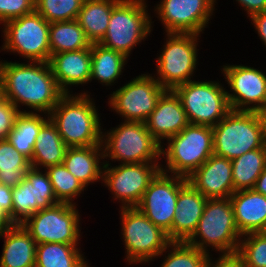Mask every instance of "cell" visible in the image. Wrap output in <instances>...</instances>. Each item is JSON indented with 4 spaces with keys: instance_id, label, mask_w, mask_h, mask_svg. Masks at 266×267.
<instances>
[{
    "instance_id": "obj_1",
    "label": "cell",
    "mask_w": 266,
    "mask_h": 267,
    "mask_svg": "<svg viewBox=\"0 0 266 267\" xmlns=\"http://www.w3.org/2000/svg\"><path fill=\"white\" fill-rule=\"evenodd\" d=\"M0 61V85L4 97L20 112L27 106L35 113L49 114L65 95L53 76L49 62Z\"/></svg>"
},
{
    "instance_id": "obj_2",
    "label": "cell",
    "mask_w": 266,
    "mask_h": 267,
    "mask_svg": "<svg viewBox=\"0 0 266 267\" xmlns=\"http://www.w3.org/2000/svg\"><path fill=\"white\" fill-rule=\"evenodd\" d=\"M97 111L88 91H83L65 94L48 115L67 147H87L102 145L103 127Z\"/></svg>"
},
{
    "instance_id": "obj_3",
    "label": "cell",
    "mask_w": 266,
    "mask_h": 267,
    "mask_svg": "<svg viewBox=\"0 0 266 267\" xmlns=\"http://www.w3.org/2000/svg\"><path fill=\"white\" fill-rule=\"evenodd\" d=\"M241 237L231 199L215 198L207 200L197 228L186 243L208 254L211 247L220 254L233 253L238 251Z\"/></svg>"
},
{
    "instance_id": "obj_4",
    "label": "cell",
    "mask_w": 266,
    "mask_h": 267,
    "mask_svg": "<svg viewBox=\"0 0 266 267\" xmlns=\"http://www.w3.org/2000/svg\"><path fill=\"white\" fill-rule=\"evenodd\" d=\"M161 145V171L188 178L213 154L212 127L189 123ZM165 168H164V167Z\"/></svg>"
},
{
    "instance_id": "obj_5",
    "label": "cell",
    "mask_w": 266,
    "mask_h": 267,
    "mask_svg": "<svg viewBox=\"0 0 266 267\" xmlns=\"http://www.w3.org/2000/svg\"><path fill=\"white\" fill-rule=\"evenodd\" d=\"M213 130V153L229 160L265 144L260 112L231 110Z\"/></svg>"
},
{
    "instance_id": "obj_6",
    "label": "cell",
    "mask_w": 266,
    "mask_h": 267,
    "mask_svg": "<svg viewBox=\"0 0 266 267\" xmlns=\"http://www.w3.org/2000/svg\"><path fill=\"white\" fill-rule=\"evenodd\" d=\"M145 0H120L113 8L108 29L99 42L129 58L136 45L146 40L154 23Z\"/></svg>"
},
{
    "instance_id": "obj_7",
    "label": "cell",
    "mask_w": 266,
    "mask_h": 267,
    "mask_svg": "<svg viewBox=\"0 0 266 267\" xmlns=\"http://www.w3.org/2000/svg\"><path fill=\"white\" fill-rule=\"evenodd\" d=\"M104 159L121 164L158 162L161 144L143 122L124 121L116 128L103 130Z\"/></svg>"
},
{
    "instance_id": "obj_8",
    "label": "cell",
    "mask_w": 266,
    "mask_h": 267,
    "mask_svg": "<svg viewBox=\"0 0 266 267\" xmlns=\"http://www.w3.org/2000/svg\"><path fill=\"white\" fill-rule=\"evenodd\" d=\"M121 234L126 262L145 264L156 259L171 243L167 233L154 225L137 207H121Z\"/></svg>"
},
{
    "instance_id": "obj_9",
    "label": "cell",
    "mask_w": 266,
    "mask_h": 267,
    "mask_svg": "<svg viewBox=\"0 0 266 267\" xmlns=\"http://www.w3.org/2000/svg\"><path fill=\"white\" fill-rule=\"evenodd\" d=\"M166 36V44L157 58L154 78L166 90H173L192 81L198 63L197 42L200 36L193 33H166Z\"/></svg>"
},
{
    "instance_id": "obj_10",
    "label": "cell",
    "mask_w": 266,
    "mask_h": 267,
    "mask_svg": "<svg viewBox=\"0 0 266 267\" xmlns=\"http://www.w3.org/2000/svg\"><path fill=\"white\" fill-rule=\"evenodd\" d=\"M218 81H188L173 89L189 123L214 127L230 111L227 91Z\"/></svg>"
},
{
    "instance_id": "obj_11",
    "label": "cell",
    "mask_w": 266,
    "mask_h": 267,
    "mask_svg": "<svg viewBox=\"0 0 266 267\" xmlns=\"http://www.w3.org/2000/svg\"><path fill=\"white\" fill-rule=\"evenodd\" d=\"M3 25V51L18 53L29 61L49 62V27L36 11L7 21Z\"/></svg>"
},
{
    "instance_id": "obj_12",
    "label": "cell",
    "mask_w": 266,
    "mask_h": 267,
    "mask_svg": "<svg viewBox=\"0 0 266 267\" xmlns=\"http://www.w3.org/2000/svg\"><path fill=\"white\" fill-rule=\"evenodd\" d=\"M75 204L59 203L41 209L28 218L22 226L36 244L63 243L79 244L81 217Z\"/></svg>"
},
{
    "instance_id": "obj_13",
    "label": "cell",
    "mask_w": 266,
    "mask_h": 267,
    "mask_svg": "<svg viewBox=\"0 0 266 267\" xmlns=\"http://www.w3.org/2000/svg\"><path fill=\"white\" fill-rule=\"evenodd\" d=\"M104 163L101 183L108 188L114 200L121 202L120 208L136 207L151 181L161 171L160 162L119 163L113 167L109 161Z\"/></svg>"
},
{
    "instance_id": "obj_14",
    "label": "cell",
    "mask_w": 266,
    "mask_h": 267,
    "mask_svg": "<svg viewBox=\"0 0 266 267\" xmlns=\"http://www.w3.org/2000/svg\"><path fill=\"white\" fill-rule=\"evenodd\" d=\"M165 91L154 76L141 74L113 91L108 105L123 121L145 123Z\"/></svg>"
},
{
    "instance_id": "obj_15",
    "label": "cell",
    "mask_w": 266,
    "mask_h": 267,
    "mask_svg": "<svg viewBox=\"0 0 266 267\" xmlns=\"http://www.w3.org/2000/svg\"><path fill=\"white\" fill-rule=\"evenodd\" d=\"M186 182L185 177L160 171L136 206L154 225L167 233L170 241L179 190Z\"/></svg>"
},
{
    "instance_id": "obj_16",
    "label": "cell",
    "mask_w": 266,
    "mask_h": 267,
    "mask_svg": "<svg viewBox=\"0 0 266 267\" xmlns=\"http://www.w3.org/2000/svg\"><path fill=\"white\" fill-rule=\"evenodd\" d=\"M221 67V73L231 89L227 90V99L231 110L260 112L266 107L265 73L242 64H227Z\"/></svg>"
},
{
    "instance_id": "obj_17",
    "label": "cell",
    "mask_w": 266,
    "mask_h": 267,
    "mask_svg": "<svg viewBox=\"0 0 266 267\" xmlns=\"http://www.w3.org/2000/svg\"><path fill=\"white\" fill-rule=\"evenodd\" d=\"M216 0H161L154 8L166 33H203Z\"/></svg>"
},
{
    "instance_id": "obj_18",
    "label": "cell",
    "mask_w": 266,
    "mask_h": 267,
    "mask_svg": "<svg viewBox=\"0 0 266 267\" xmlns=\"http://www.w3.org/2000/svg\"><path fill=\"white\" fill-rule=\"evenodd\" d=\"M187 181L207 199L230 198L235 192L231 160L214 153Z\"/></svg>"
},
{
    "instance_id": "obj_19",
    "label": "cell",
    "mask_w": 266,
    "mask_h": 267,
    "mask_svg": "<svg viewBox=\"0 0 266 267\" xmlns=\"http://www.w3.org/2000/svg\"><path fill=\"white\" fill-rule=\"evenodd\" d=\"M145 124L151 135L162 145L164 139L180 133L189 121L180 98L173 90H166Z\"/></svg>"
},
{
    "instance_id": "obj_20",
    "label": "cell",
    "mask_w": 266,
    "mask_h": 267,
    "mask_svg": "<svg viewBox=\"0 0 266 267\" xmlns=\"http://www.w3.org/2000/svg\"><path fill=\"white\" fill-rule=\"evenodd\" d=\"M207 200L188 181L180 188L171 227V242H186L192 236Z\"/></svg>"
},
{
    "instance_id": "obj_21",
    "label": "cell",
    "mask_w": 266,
    "mask_h": 267,
    "mask_svg": "<svg viewBox=\"0 0 266 267\" xmlns=\"http://www.w3.org/2000/svg\"><path fill=\"white\" fill-rule=\"evenodd\" d=\"M49 64L58 86L71 94L70 86L88 84L91 76V46L82 50L53 54Z\"/></svg>"
},
{
    "instance_id": "obj_22",
    "label": "cell",
    "mask_w": 266,
    "mask_h": 267,
    "mask_svg": "<svg viewBox=\"0 0 266 267\" xmlns=\"http://www.w3.org/2000/svg\"><path fill=\"white\" fill-rule=\"evenodd\" d=\"M236 227L241 235L262 232L266 225V196L254 189L235 191L231 196Z\"/></svg>"
},
{
    "instance_id": "obj_23",
    "label": "cell",
    "mask_w": 266,
    "mask_h": 267,
    "mask_svg": "<svg viewBox=\"0 0 266 267\" xmlns=\"http://www.w3.org/2000/svg\"><path fill=\"white\" fill-rule=\"evenodd\" d=\"M102 145L68 147L63 165L86 188L89 184L102 181L104 168ZM103 162H100V161Z\"/></svg>"
},
{
    "instance_id": "obj_24",
    "label": "cell",
    "mask_w": 266,
    "mask_h": 267,
    "mask_svg": "<svg viewBox=\"0 0 266 267\" xmlns=\"http://www.w3.org/2000/svg\"><path fill=\"white\" fill-rule=\"evenodd\" d=\"M2 237L0 267H35L37 244L22 225L7 228Z\"/></svg>"
},
{
    "instance_id": "obj_25",
    "label": "cell",
    "mask_w": 266,
    "mask_h": 267,
    "mask_svg": "<svg viewBox=\"0 0 266 267\" xmlns=\"http://www.w3.org/2000/svg\"><path fill=\"white\" fill-rule=\"evenodd\" d=\"M67 149L56 126L49 119L39 130L30 166L46 170L48 167L62 164Z\"/></svg>"
},
{
    "instance_id": "obj_26",
    "label": "cell",
    "mask_w": 266,
    "mask_h": 267,
    "mask_svg": "<svg viewBox=\"0 0 266 267\" xmlns=\"http://www.w3.org/2000/svg\"><path fill=\"white\" fill-rule=\"evenodd\" d=\"M120 0H85L76 21L84 30L87 39L99 43L105 36L114 6Z\"/></svg>"
},
{
    "instance_id": "obj_27",
    "label": "cell",
    "mask_w": 266,
    "mask_h": 267,
    "mask_svg": "<svg viewBox=\"0 0 266 267\" xmlns=\"http://www.w3.org/2000/svg\"><path fill=\"white\" fill-rule=\"evenodd\" d=\"M128 60L122 53L108 49L99 43H92L90 83L97 79L103 86L114 85L122 75Z\"/></svg>"
},
{
    "instance_id": "obj_28",
    "label": "cell",
    "mask_w": 266,
    "mask_h": 267,
    "mask_svg": "<svg viewBox=\"0 0 266 267\" xmlns=\"http://www.w3.org/2000/svg\"><path fill=\"white\" fill-rule=\"evenodd\" d=\"M78 244H37L35 267H90Z\"/></svg>"
},
{
    "instance_id": "obj_29",
    "label": "cell",
    "mask_w": 266,
    "mask_h": 267,
    "mask_svg": "<svg viewBox=\"0 0 266 267\" xmlns=\"http://www.w3.org/2000/svg\"><path fill=\"white\" fill-rule=\"evenodd\" d=\"M41 114L43 113L21 112L7 137L12 146L29 160L32 158L39 130L49 120L48 114Z\"/></svg>"
},
{
    "instance_id": "obj_30",
    "label": "cell",
    "mask_w": 266,
    "mask_h": 267,
    "mask_svg": "<svg viewBox=\"0 0 266 267\" xmlns=\"http://www.w3.org/2000/svg\"><path fill=\"white\" fill-rule=\"evenodd\" d=\"M234 190L253 189L266 168V144L231 160Z\"/></svg>"
},
{
    "instance_id": "obj_31",
    "label": "cell",
    "mask_w": 266,
    "mask_h": 267,
    "mask_svg": "<svg viewBox=\"0 0 266 267\" xmlns=\"http://www.w3.org/2000/svg\"><path fill=\"white\" fill-rule=\"evenodd\" d=\"M49 46L51 55L89 48L91 42L76 20L50 23Z\"/></svg>"
},
{
    "instance_id": "obj_32",
    "label": "cell",
    "mask_w": 266,
    "mask_h": 267,
    "mask_svg": "<svg viewBox=\"0 0 266 267\" xmlns=\"http://www.w3.org/2000/svg\"><path fill=\"white\" fill-rule=\"evenodd\" d=\"M36 169L30 167L26 178L13 187L12 190V218L13 225H22L33 214L41 210L37 206Z\"/></svg>"
},
{
    "instance_id": "obj_33",
    "label": "cell",
    "mask_w": 266,
    "mask_h": 267,
    "mask_svg": "<svg viewBox=\"0 0 266 267\" xmlns=\"http://www.w3.org/2000/svg\"><path fill=\"white\" fill-rule=\"evenodd\" d=\"M30 160L6 139L0 141V183L15 187L26 178Z\"/></svg>"
},
{
    "instance_id": "obj_34",
    "label": "cell",
    "mask_w": 266,
    "mask_h": 267,
    "mask_svg": "<svg viewBox=\"0 0 266 267\" xmlns=\"http://www.w3.org/2000/svg\"><path fill=\"white\" fill-rule=\"evenodd\" d=\"M45 171L48 173L56 199L60 203L76 204L73 199H77V196L86 190L83 184L63 163L48 167Z\"/></svg>"
},
{
    "instance_id": "obj_35",
    "label": "cell",
    "mask_w": 266,
    "mask_h": 267,
    "mask_svg": "<svg viewBox=\"0 0 266 267\" xmlns=\"http://www.w3.org/2000/svg\"><path fill=\"white\" fill-rule=\"evenodd\" d=\"M163 253L167 256L160 267H207L210 255L186 242H171L160 254L164 257Z\"/></svg>"
},
{
    "instance_id": "obj_36",
    "label": "cell",
    "mask_w": 266,
    "mask_h": 267,
    "mask_svg": "<svg viewBox=\"0 0 266 267\" xmlns=\"http://www.w3.org/2000/svg\"><path fill=\"white\" fill-rule=\"evenodd\" d=\"M85 0H35V11L49 23L76 20Z\"/></svg>"
},
{
    "instance_id": "obj_37",
    "label": "cell",
    "mask_w": 266,
    "mask_h": 267,
    "mask_svg": "<svg viewBox=\"0 0 266 267\" xmlns=\"http://www.w3.org/2000/svg\"><path fill=\"white\" fill-rule=\"evenodd\" d=\"M237 252L245 267H266V235L261 232L242 235Z\"/></svg>"
},
{
    "instance_id": "obj_38",
    "label": "cell",
    "mask_w": 266,
    "mask_h": 267,
    "mask_svg": "<svg viewBox=\"0 0 266 267\" xmlns=\"http://www.w3.org/2000/svg\"><path fill=\"white\" fill-rule=\"evenodd\" d=\"M35 11V0H0V25Z\"/></svg>"
},
{
    "instance_id": "obj_39",
    "label": "cell",
    "mask_w": 266,
    "mask_h": 267,
    "mask_svg": "<svg viewBox=\"0 0 266 267\" xmlns=\"http://www.w3.org/2000/svg\"><path fill=\"white\" fill-rule=\"evenodd\" d=\"M36 192H37V206L40 209L51 208L59 204L53 192L52 184L50 182L48 173L36 169Z\"/></svg>"
},
{
    "instance_id": "obj_40",
    "label": "cell",
    "mask_w": 266,
    "mask_h": 267,
    "mask_svg": "<svg viewBox=\"0 0 266 267\" xmlns=\"http://www.w3.org/2000/svg\"><path fill=\"white\" fill-rule=\"evenodd\" d=\"M20 113L9 100L5 99L0 104V141L7 139Z\"/></svg>"
},
{
    "instance_id": "obj_41",
    "label": "cell",
    "mask_w": 266,
    "mask_h": 267,
    "mask_svg": "<svg viewBox=\"0 0 266 267\" xmlns=\"http://www.w3.org/2000/svg\"><path fill=\"white\" fill-rule=\"evenodd\" d=\"M209 255L207 267H245L244 260L238 252L219 254L217 260Z\"/></svg>"
},
{
    "instance_id": "obj_42",
    "label": "cell",
    "mask_w": 266,
    "mask_h": 267,
    "mask_svg": "<svg viewBox=\"0 0 266 267\" xmlns=\"http://www.w3.org/2000/svg\"><path fill=\"white\" fill-rule=\"evenodd\" d=\"M12 190V187L0 183V208L10 219L12 218L13 209Z\"/></svg>"
},
{
    "instance_id": "obj_43",
    "label": "cell",
    "mask_w": 266,
    "mask_h": 267,
    "mask_svg": "<svg viewBox=\"0 0 266 267\" xmlns=\"http://www.w3.org/2000/svg\"><path fill=\"white\" fill-rule=\"evenodd\" d=\"M242 9L251 17L253 14L266 11V0H236Z\"/></svg>"
},
{
    "instance_id": "obj_44",
    "label": "cell",
    "mask_w": 266,
    "mask_h": 267,
    "mask_svg": "<svg viewBox=\"0 0 266 267\" xmlns=\"http://www.w3.org/2000/svg\"><path fill=\"white\" fill-rule=\"evenodd\" d=\"M249 19L253 22L260 40L266 47V11L253 14Z\"/></svg>"
},
{
    "instance_id": "obj_45",
    "label": "cell",
    "mask_w": 266,
    "mask_h": 267,
    "mask_svg": "<svg viewBox=\"0 0 266 267\" xmlns=\"http://www.w3.org/2000/svg\"><path fill=\"white\" fill-rule=\"evenodd\" d=\"M253 189L256 192L266 196V168L262 171V173L258 177Z\"/></svg>"
},
{
    "instance_id": "obj_46",
    "label": "cell",
    "mask_w": 266,
    "mask_h": 267,
    "mask_svg": "<svg viewBox=\"0 0 266 267\" xmlns=\"http://www.w3.org/2000/svg\"><path fill=\"white\" fill-rule=\"evenodd\" d=\"M13 223L5 212L0 208V235L9 227H12Z\"/></svg>"
},
{
    "instance_id": "obj_47",
    "label": "cell",
    "mask_w": 266,
    "mask_h": 267,
    "mask_svg": "<svg viewBox=\"0 0 266 267\" xmlns=\"http://www.w3.org/2000/svg\"><path fill=\"white\" fill-rule=\"evenodd\" d=\"M260 115H261L263 125H264V136H265V141H266V107L260 111Z\"/></svg>"
},
{
    "instance_id": "obj_48",
    "label": "cell",
    "mask_w": 266,
    "mask_h": 267,
    "mask_svg": "<svg viewBox=\"0 0 266 267\" xmlns=\"http://www.w3.org/2000/svg\"><path fill=\"white\" fill-rule=\"evenodd\" d=\"M5 100V97H4V93H3V90H2V87L0 85V104Z\"/></svg>"
},
{
    "instance_id": "obj_49",
    "label": "cell",
    "mask_w": 266,
    "mask_h": 267,
    "mask_svg": "<svg viewBox=\"0 0 266 267\" xmlns=\"http://www.w3.org/2000/svg\"><path fill=\"white\" fill-rule=\"evenodd\" d=\"M261 233H263L264 235H266V225H265L264 230Z\"/></svg>"
}]
</instances>
